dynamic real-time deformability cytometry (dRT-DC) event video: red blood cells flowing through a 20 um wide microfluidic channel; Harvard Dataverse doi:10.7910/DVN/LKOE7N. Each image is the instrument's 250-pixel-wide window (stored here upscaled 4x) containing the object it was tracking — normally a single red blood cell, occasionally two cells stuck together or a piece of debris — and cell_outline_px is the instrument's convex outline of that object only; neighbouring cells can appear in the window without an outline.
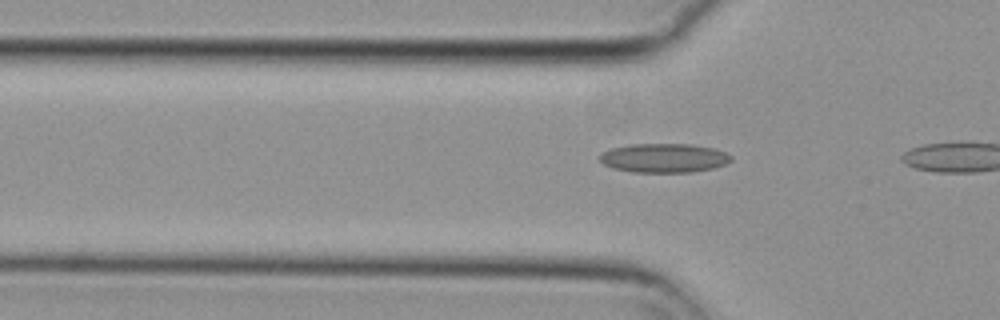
{"species": "common noctule bat (a hibernating species)", "species_latin": "Nyctalus noctula", "temperature_condition": "cold", "stored_images_in_passage": 5, "camera_frame_rate_fps": 3000, "um_per_image_px": 0.085, "animal": {"sex": "female", "body_mass_g": 29.2, "forearm_length_mm": 56.3}, "frame": {"image": 1, "passage_image": 4, "time_ms": 1.0, "image_size_px": [1000, 320], "cell_outline_px": [[732, 160], [724, 164], [712, 168], [688, 172], [632, 172], [612, 168], [604, 164], [600, 160], [600, 156], [604, 152], [612, 148], [628, 144], [692, 144], [712, 148], [724, 152], [732, 156]], "centroid_in_image_um": [56.42, 13.42], "position_along_channel_um": 69.4, "area_um2": 22.08}}